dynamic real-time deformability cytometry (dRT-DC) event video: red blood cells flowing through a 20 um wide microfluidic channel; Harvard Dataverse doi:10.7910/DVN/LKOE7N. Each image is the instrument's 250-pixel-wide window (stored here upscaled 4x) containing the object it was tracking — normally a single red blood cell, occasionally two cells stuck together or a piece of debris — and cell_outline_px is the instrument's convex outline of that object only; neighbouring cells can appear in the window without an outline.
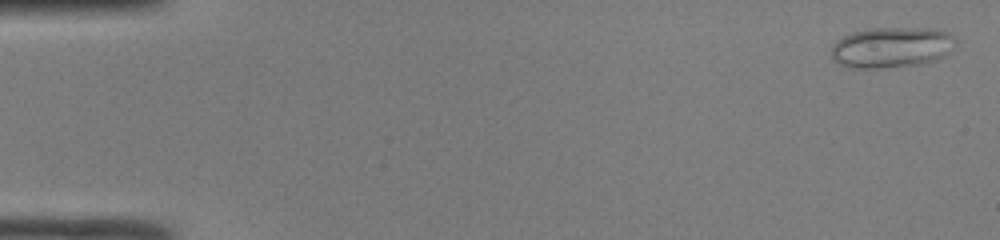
{"species": "common noctule bat (a hibernating species)", "species_latin": "Nyctalus noctula", "temperature_condition": "room temperature", "stored_images_in_passage": 49, "camera_frame_rate_fps": 3000, "um_per_image_px": 0.085, "animal": {"sex": "male", "body_mass_g": 19.0, "forearm_length_mm": 50.8}, "frame": {"image": 1, "passage_image": 2, "time_ms": 0.333, "image_size_px": [1000, 240], "cell_outline_px": [[956, 40], [936, 60], [916, 64], [880, 68], [848, 68], [832, 60], [832, 44], [844, 36], [852, 32], [872, 28], [928, 28], [948, 32]], "centroid_in_image_um": [75.69, 4.02], "position_along_channel_um": 9.3, "area_um2": 28.96}}
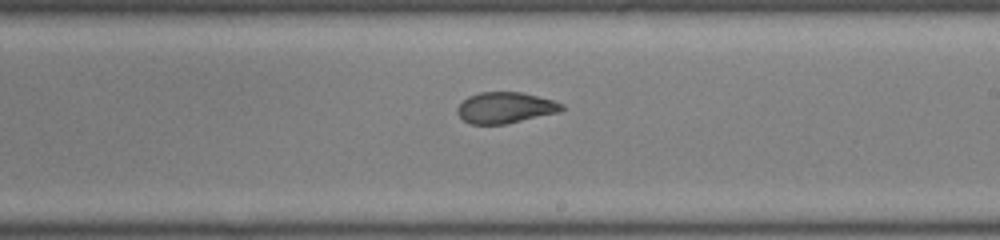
{"frame": {"image": 2, "passage_image": 29, "time_ms": 9.333, "image_size_px": [1000, 240], "cell_outline_px": [[564, 108], [560, 112], [504, 124], [468, 124], [456, 112], [456, 108], [468, 96], [480, 92], [520, 92], [552, 100], [564, 104]], "centroid_in_image_um": [42.93, 9.15], "position_along_channel_um": 246.1, "area_um2": 18.79}}
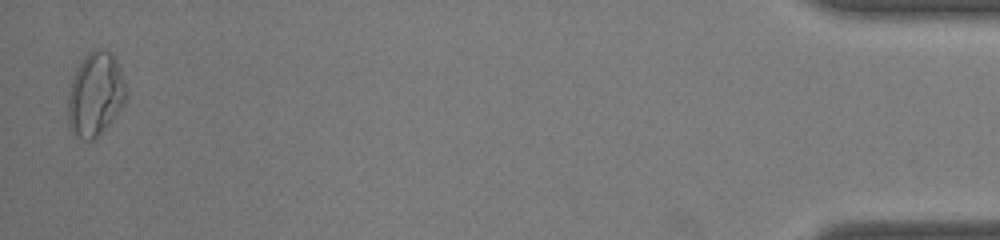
{"frame": {"image": 3, "passage_image": 48, "time_ms": 15.667, "image_size_px": [1000, 240], "cell_outline_px": [[128, 96], [124, 104], [112, 120], [92, 140], [84, 140], [72, 136], [68, 124], [68, 96], [72, 80], [76, 68], [80, 60], [88, 52], [96, 48], [104, 48], [112, 52], [124, 76], [128, 88]], "centroid_in_image_um": [8.12, 7.98], "position_along_channel_um": 427.1, "area_um2": 28.96}, "authors_computed_cell_mechanics": {"area_um2": 21.7906, "velocity_mm_per_s": 4.223, "shape_relaxation_time_tau1_ms": null, "shape_relaxation_time_tau2_ms": 1.0224, "deformation_change_tau1": null, "deformation_change_tau2": 0.0722}}